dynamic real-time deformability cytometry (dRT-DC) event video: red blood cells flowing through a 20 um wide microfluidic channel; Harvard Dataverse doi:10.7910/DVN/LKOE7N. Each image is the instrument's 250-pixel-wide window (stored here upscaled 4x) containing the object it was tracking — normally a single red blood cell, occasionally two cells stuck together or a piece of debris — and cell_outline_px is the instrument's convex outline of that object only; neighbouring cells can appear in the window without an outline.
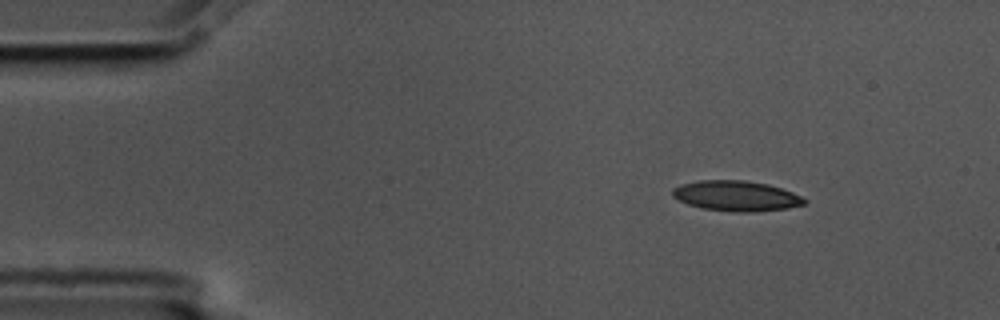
{"species": "common noctule bat (a hibernating species)", "species_latin": "Nyctalus noctula", "temperature_condition": "cold", "stored_images_in_passage": 3, "camera_frame_rate_fps": 3000, "um_per_image_px": 0.085, "animal": {"sex": "male", "body_mass_g": 17.5, "forearm_length_mm": 52.3}, "frame": {"image": 1, "passage_image": 1, "time_ms": 0.0, "image_size_px": [1000, 320], "cell_outline_px": [[808, 200], [804, 204], [788, 208], [752, 212], [732, 212], [704, 208], [688, 204], [672, 196], [672, 188], [680, 184], [700, 180], [744, 180], [768, 184], [792, 192]], "centroid_in_image_um": [62.57, 16.65], "position_along_channel_um": 22.4, "area_um2": 23.24}}